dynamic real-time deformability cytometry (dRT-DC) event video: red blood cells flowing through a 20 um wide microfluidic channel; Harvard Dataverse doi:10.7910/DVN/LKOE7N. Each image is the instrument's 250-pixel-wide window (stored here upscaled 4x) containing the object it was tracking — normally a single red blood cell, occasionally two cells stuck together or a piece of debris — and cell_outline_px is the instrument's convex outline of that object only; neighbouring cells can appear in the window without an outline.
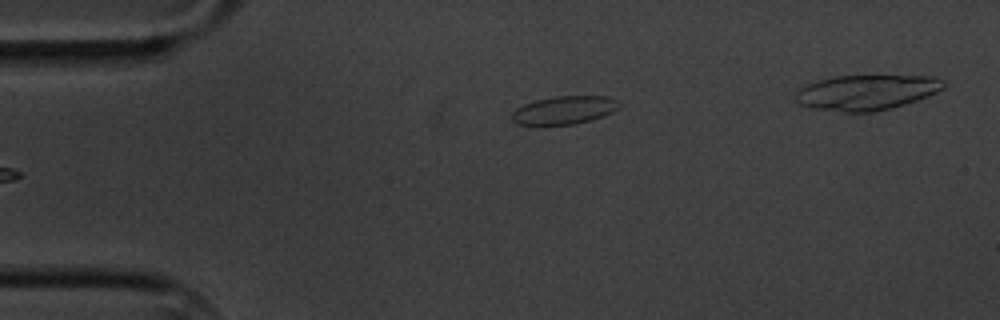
{"species": "common noctule bat (a hibernating species)", "species_latin": "Nyctalus noctula", "temperature_condition": "cold", "stored_images_in_passage": 5, "camera_frame_rate_fps": 3000, "um_per_image_px": 0.085, "animal": {"sex": "male", "body_mass_g": 20.1, "forearm_length_mm": 53.5}, "frame": {"image": 1, "passage_image": 5, "time_ms": 5.667, "image_size_px": [1000, 320], "cell_outline_px": [[620, 108], [604, 116], [592, 120], [572, 124], [516, 124], [512, 120], [512, 112], [516, 108], [524, 104], [536, 100], [556, 96], [608, 96], [616, 100], [620, 104]], "centroid_in_image_um": [47.99, 9.35], "position_along_channel_um": 37.0, "area_um2": 17.51}}